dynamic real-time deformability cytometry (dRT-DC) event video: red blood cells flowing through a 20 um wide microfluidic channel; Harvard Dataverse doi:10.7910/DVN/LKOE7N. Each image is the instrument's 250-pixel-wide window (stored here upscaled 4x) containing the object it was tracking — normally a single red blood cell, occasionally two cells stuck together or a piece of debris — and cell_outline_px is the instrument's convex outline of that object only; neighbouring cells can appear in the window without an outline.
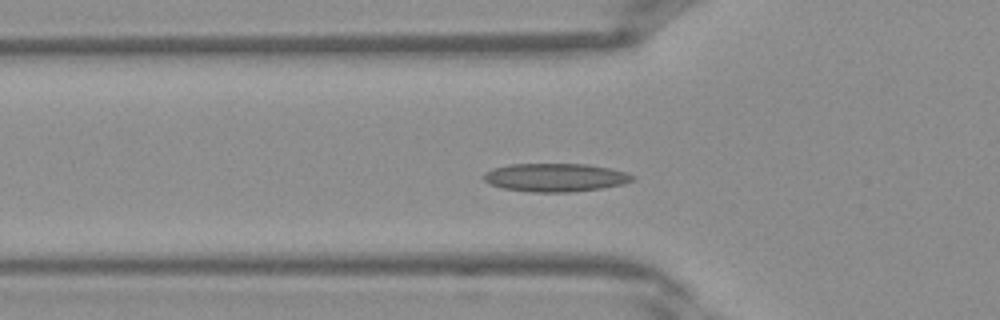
{"species": "Egyptian fruit bat (a non-hibernating species)", "species_latin": "Rousettus aegyptiacus", "temperature_condition": "warm", "stored_images_in_passage": 41, "camera_frame_rate_fps": 3000, "um_per_image_px": 0.085, "frame": {"image": 1, "passage_image": 13, "time_ms": 4.0, "image_size_px": [1000, 320], "cell_outline_px": [[636, 180], [624, 184], [600, 188], [568, 192], [532, 192], [504, 188], [488, 184], [484, 180], [484, 172], [492, 168], [508, 164], [588, 164], [628, 172], [636, 176]], "centroid_in_image_um": [47.22, 15.08], "position_along_channel_um": 78.6, "area_um2": 24.68}}
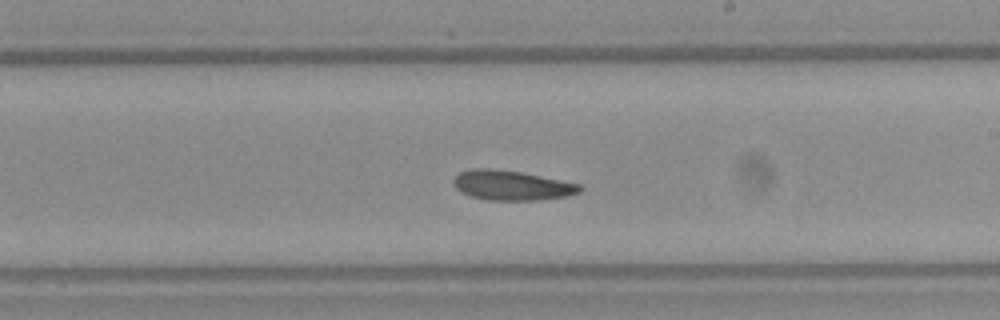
{"frame": {"image": 2, "passage_image": 23, "time_ms": 7.333, "image_size_px": [1000, 320], "cell_outline_px": [[584, 188], [580, 192], [568, 196], [536, 200], [488, 200], [472, 196], [460, 192], [456, 188], [452, 180], [460, 172], [468, 168], [488, 168], [520, 172], [580, 184]], "centroid_in_image_um": [43.48, 15.75], "position_along_channel_um": 245.5, "area_um2": 21.85}}
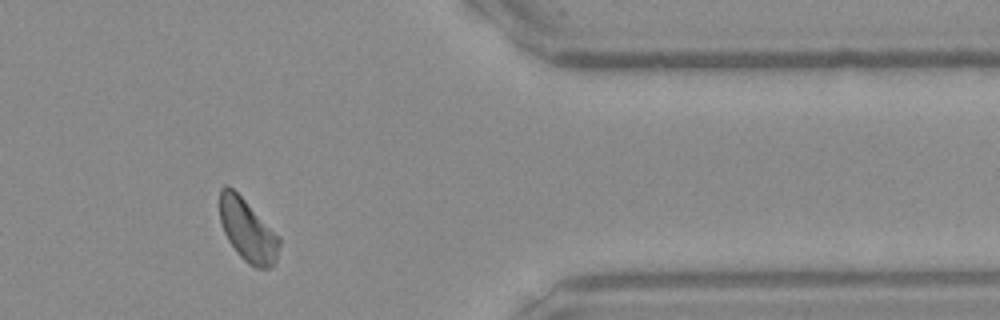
{"frame": {"image": 3, "passage_image": 33, "time_ms": 10.667, "image_size_px": [1000, 320], "cell_outline_px": [[280, 244], [276, 260], [268, 268], [256, 268], [248, 264], [236, 252], [228, 240], [224, 232], [220, 220], [220, 188], [224, 184], [228, 184], [280, 236]], "centroid_in_image_um": [21.04, 19.58], "position_along_channel_um": 390.4, "area_um2": 21.5}}